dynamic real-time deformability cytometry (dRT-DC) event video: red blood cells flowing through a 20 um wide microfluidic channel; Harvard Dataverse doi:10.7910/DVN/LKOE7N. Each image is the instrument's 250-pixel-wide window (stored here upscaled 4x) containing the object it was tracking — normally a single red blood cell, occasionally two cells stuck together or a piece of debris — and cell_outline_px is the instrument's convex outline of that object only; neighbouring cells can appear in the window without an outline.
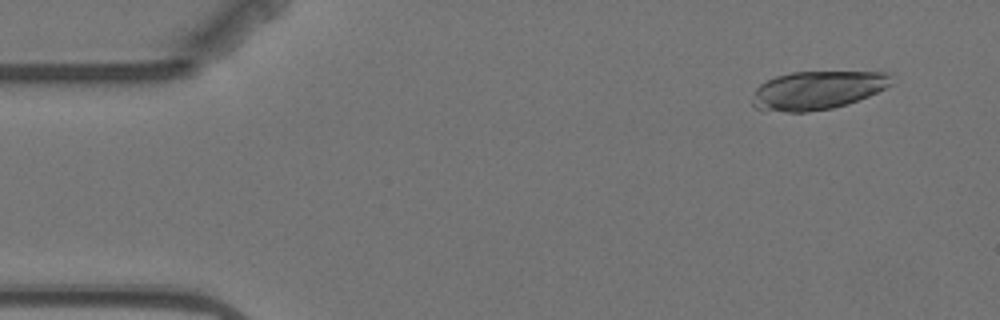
{"species": "Egyptian fruit bat (a non-hibernating species)", "species_latin": "Rousettus aegyptiacus", "temperature_condition": "warm", "stored_images_in_passage": 3, "camera_frame_rate_fps": 3000, "um_per_image_px": 0.085, "animal": {"sex": "female"}, "frame": {"image": 1, "passage_image": 1, "time_ms": 0.0, "image_size_px": [1000, 320], "cell_outline_px": [[892, 84], [868, 96], [848, 104], [832, 108], [804, 112], [788, 112], [756, 108], [752, 104], [756, 88], [760, 84], [776, 76], [792, 72], [892, 72]], "centroid_in_image_um": [69.51, 7.66], "position_along_channel_um": 15.5, "area_um2": 30.92}}